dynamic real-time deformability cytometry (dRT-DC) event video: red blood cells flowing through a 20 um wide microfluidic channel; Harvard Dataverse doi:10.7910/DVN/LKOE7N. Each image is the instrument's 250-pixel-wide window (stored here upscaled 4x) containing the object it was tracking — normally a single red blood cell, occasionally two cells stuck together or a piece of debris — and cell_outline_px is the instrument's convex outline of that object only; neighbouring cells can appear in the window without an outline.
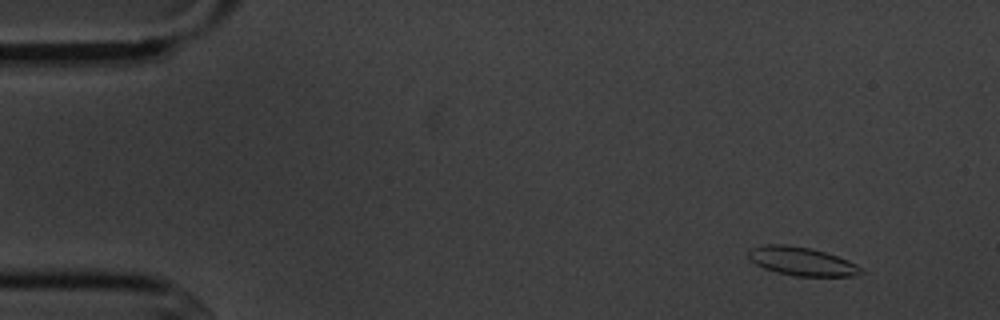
{"species": "common noctule bat (a hibernating species)", "species_latin": "Nyctalus noctula", "temperature_condition": "cold", "stored_images_in_passage": 5, "camera_frame_rate_fps": 3000, "um_per_image_px": 0.085, "animal": {"sex": "male", "body_mass_g": 20.1, "forearm_length_mm": 53.5}, "frame": {"image": 1, "passage_image": 2, "time_ms": 1.0, "image_size_px": [1000, 320], "cell_outline_px": [[864, 272], [852, 276], [796, 276], [776, 272], [764, 268], [748, 260], [748, 248], [764, 244], [788, 244], [812, 248], [848, 260], [856, 264]], "centroid_in_image_um": [68.08, 22.2], "position_along_channel_um": 16.9, "area_um2": 18.84}}